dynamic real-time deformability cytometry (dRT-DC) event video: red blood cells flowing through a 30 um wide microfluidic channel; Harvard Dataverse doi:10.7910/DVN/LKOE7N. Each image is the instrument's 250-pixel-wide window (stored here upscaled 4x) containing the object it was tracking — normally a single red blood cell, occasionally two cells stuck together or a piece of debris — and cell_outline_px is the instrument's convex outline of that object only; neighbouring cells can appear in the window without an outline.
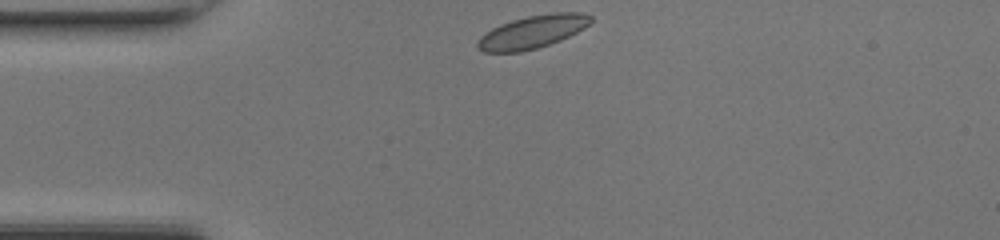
{"species": "common noctule bat (a hibernating species)", "species_latin": "Nyctalus noctula", "temperature_condition": "room temperature", "stored_images_in_passage": 38, "camera_frame_rate_fps": 3000, "um_per_image_px": 0.085, "animal": {"sex": "female", "body_mass_g": 17.0, "forearm_length_mm": 48.0}, "frame": {"image": 1, "passage_image": 1, "time_ms": 0.0, "image_size_px": [1000, 240], "cell_outline_px": [[592, 20], [584, 28], [560, 40], [536, 48], [520, 52], [484, 52], [476, 48], [476, 44], [480, 36], [492, 28], [500, 24], [512, 20], [528, 16], [552, 12], [584, 12], [592, 16]], "centroid_in_image_um": [45.24, 2.7], "position_along_channel_um": 39.8, "area_um2": 21.68}}
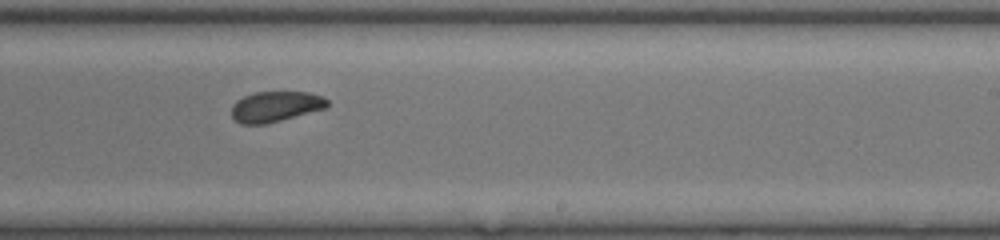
{"frame": {"image": 2, "passage_image": 19, "time_ms": 6.0, "image_size_px": [1000, 240], "cell_outline_px": [[328, 108], [264, 124], [240, 124], [232, 116], [232, 104], [236, 100], [244, 96], [256, 92], [308, 92], [324, 96], [328, 100]], "centroid_in_image_um": [23.44, 9.05], "position_along_channel_um": 265.6, "area_um2": 17.05}}
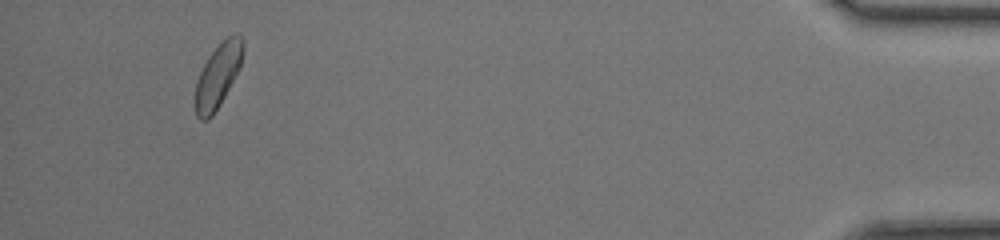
{"frame": {"image": 3, "passage_image": 35, "time_ms": 11.333, "image_size_px": [1000, 240], "cell_outline_px": [[244, 48], [240, 64], [220, 104], [212, 116], [208, 120], [200, 120], [196, 116], [196, 84], [200, 72], [208, 56], [228, 36], [240, 36], [244, 40]], "centroid_in_image_um": [18.51, 6.45], "position_along_channel_um": 416.7, "area_um2": 17.05}, "authors_computed_cell_mechanics": {"area_um2": 18.0336, "velocity_mm_per_s": 4.2612, "shape_relaxation_time_tau1_ms": 3.8884, "shape_relaxation_time_tau2_ms": null, "deformation_change_tau1": 0.0918, "deformation_change_tau2": null}}